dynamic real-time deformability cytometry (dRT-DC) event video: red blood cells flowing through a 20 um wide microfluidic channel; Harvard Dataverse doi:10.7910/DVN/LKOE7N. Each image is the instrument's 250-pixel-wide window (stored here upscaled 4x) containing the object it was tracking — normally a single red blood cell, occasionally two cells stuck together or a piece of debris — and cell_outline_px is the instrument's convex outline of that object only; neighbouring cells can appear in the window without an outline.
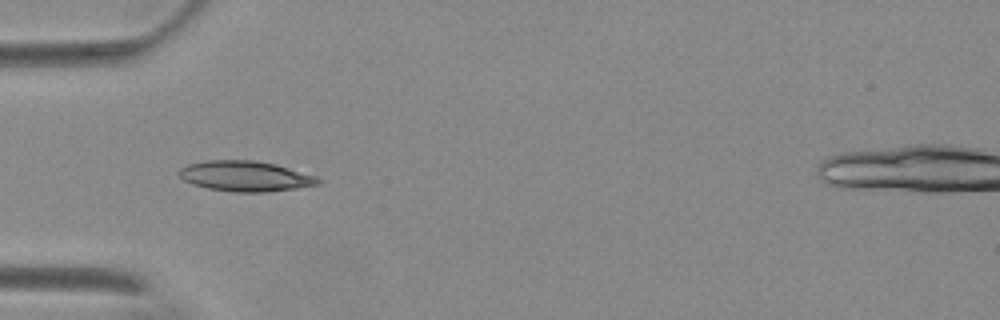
{"species": "Egyptian fruit bat (a non-hibernating species)", "species_latin": "Rousettus aegyptiacus", "temperature_condition": "warm", "stored_images_in_passage": 23, "camera_frame_rate_fps": 3000, "um_per_image_px": 0.085, "animal": {"sex": "female"}, "frame": {"image": 1, "passage_image": 1, "time_ms": 0.0, "image_size_px": [1000, 320], "cell_outline_px": [[324, 180], [320, 184], [264, 192], [236, 192], [208, 188], [192, 184], [184, 180], [176, 172], [180, 168], [188, 164], [208, 160], [252, 160], [276, 164], [316, 176]], "centroid_in_image_um": [20.84, 14.96], "position_along_channel_um": 64.2, "area_um2": 24.51}}
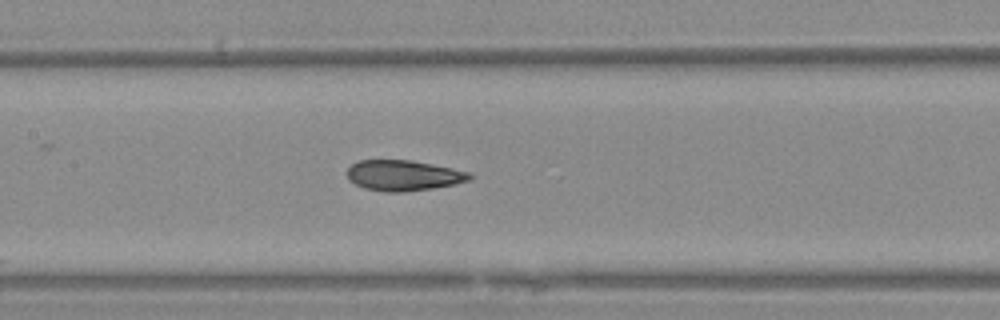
{"frame": {"image": 2, "passage_image": 10, "time_ms": 3.0, "image_size_px": [1000, 320], "cell_outline_px": [[472, 180], [456, 184], [432, 188], [404, 192], [384, 192], [364, 188], [348, 180], [348, 168], [356, 160], [412, 160], [432, 164], [468, 172], [472, 176]], "centroid_in_image_um": [34.28, 14.91], "position_along_channel_um": 173.1, "area_um2": 21.85}}
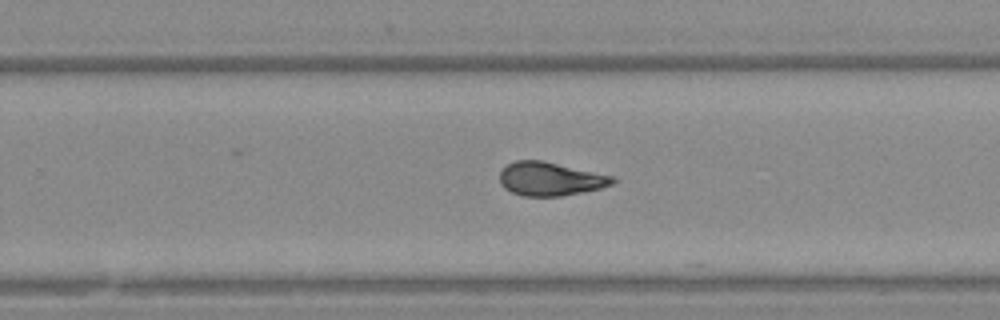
{"frame": {"image": 3, "passage_image": 19, "time_ms": 6.0, "image_size_px": [1000, 320], "cell_outline_px": [[616, 180], [612, 184], [600, 188], [584, 192], [560, 196], [520, 196], [504, 188], [500, 184], [500, 172], [508, 164], [516, 160], [544, 160], [616, 176]], "centroid_in_image_um": [46.79, 15.2], "position_along_channel_um": 283.0, "area_um2": 22.37}}